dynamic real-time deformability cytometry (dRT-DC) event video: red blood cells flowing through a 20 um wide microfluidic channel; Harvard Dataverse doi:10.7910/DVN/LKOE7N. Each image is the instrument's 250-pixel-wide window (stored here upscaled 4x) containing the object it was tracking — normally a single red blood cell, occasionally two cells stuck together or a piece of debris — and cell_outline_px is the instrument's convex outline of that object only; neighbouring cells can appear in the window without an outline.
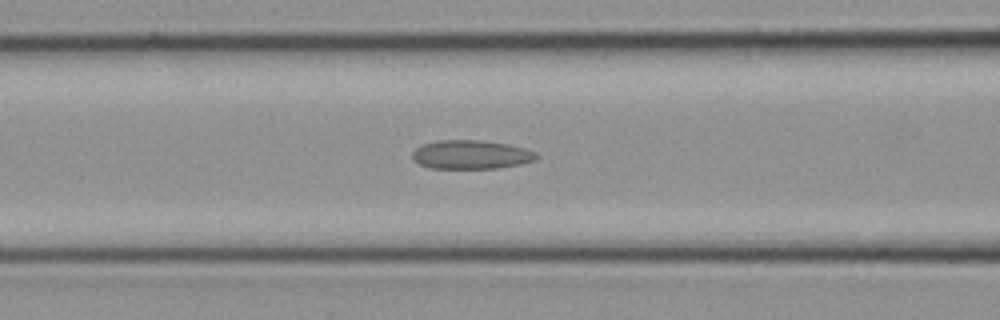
{"species": "common noctule bat (a hibernating species)", "species_latin": "Nyctalus noctula", "temperature_condition": "cold", "stored_images_in_passage": 13, "segment_of_instrument_passage": [1, 2], "camera_frame_rate_fps": 3000, "um_per_image_px": 0.085, "animal": {"sex": "female", "body_mass_g": 21.9}, "frame": {"image": 1, "passage_image": 10, "time_ms": 3.0, "image_size_px": [1000, 320], "cell_outline_px": [[540, 156], [536, 160], [520, 164], [496, 168], [432, 168], [420, 164], [412, 160], [412, 152], [420, 144], [436, 140], [480, 140], [508, 144], [524, 148], [536, 152]], "centroid_in_image_um": [40.03, 13.13], "position_along_channel_um": 126.6, "area_um2": 20.98}}